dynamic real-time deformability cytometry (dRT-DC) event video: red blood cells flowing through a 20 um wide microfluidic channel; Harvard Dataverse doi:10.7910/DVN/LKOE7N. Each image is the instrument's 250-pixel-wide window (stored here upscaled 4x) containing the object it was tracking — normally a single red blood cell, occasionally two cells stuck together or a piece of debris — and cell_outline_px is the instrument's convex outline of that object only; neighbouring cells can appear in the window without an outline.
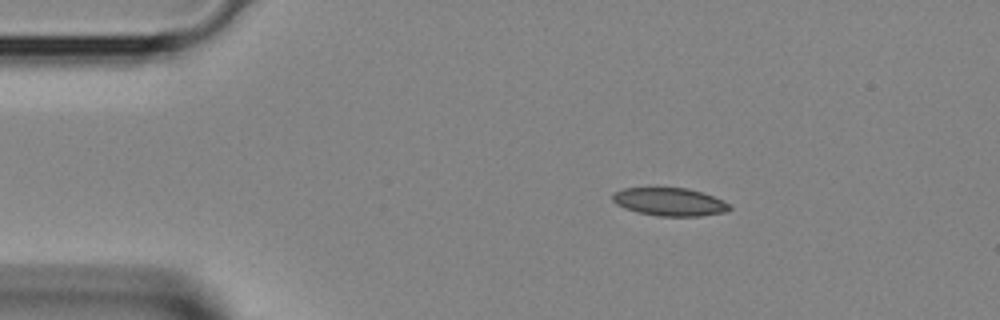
{"species": "Egyptian fruit bat (a non-hibernating species)", "species_latin": "Rousettus aegyptiacus", "temperature_condition": "room temperature", "stored_images_in_passage": 2, "camera_frame_rate_fps": 3000, "um_per_image_px": 0.085, "animal": {"sex": "female"}, "frame": {"image": 1, "passage_image": 1, "time_ms": 0.0, "image_size_px": [1000, 320], "cell_outline_px": [[732, 208], [724, 212], [700, 216], [660, 216], [636, 212], [624, 208], [616, 204], [612, 200], [612, 192], [624, 188], [688, 188], [724, 200]], "centroid_in_image_um": [56.88, 17.16], "position_along_channel_um": 28.1, "area_um2": 19.07}}